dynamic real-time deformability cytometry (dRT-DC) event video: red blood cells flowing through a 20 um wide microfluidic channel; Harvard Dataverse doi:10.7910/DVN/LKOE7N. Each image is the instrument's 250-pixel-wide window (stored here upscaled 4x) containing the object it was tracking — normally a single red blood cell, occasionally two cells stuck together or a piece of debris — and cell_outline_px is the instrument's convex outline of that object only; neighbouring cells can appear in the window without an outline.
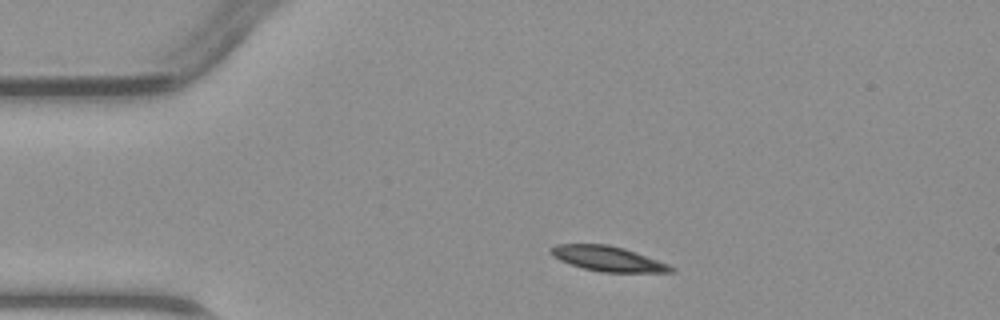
{"species": "common noctule bat (a hibernating species)", "species_latin": "Nyctalus noctula", "temperature_condition": "warm", "stored_images_in_passage": 2, "camera_frame_rate_fps": 3000, "um_per_image_px": 0.085, "animal": {"sex": "male", "body_mass_g": 23.1, "forearm_length_mm": 52.7}, "frame": {"image": 1, "passage_image": 1, "time_ms": 0.0, "image_size_px": [1000, 320], "cell_outline_px": [[676, 272], [600, 272], [584, 268], [560, 260], [552, 256], [548, 252], [548, 248], [556, 244], [608, 244], [624, 248], [636, 252], [668, 264], [676, 268]], "centroid_in_image_um": [51.65, 21.98], "position_along_channel_um": 33.3, "area_um2": 17.57}}